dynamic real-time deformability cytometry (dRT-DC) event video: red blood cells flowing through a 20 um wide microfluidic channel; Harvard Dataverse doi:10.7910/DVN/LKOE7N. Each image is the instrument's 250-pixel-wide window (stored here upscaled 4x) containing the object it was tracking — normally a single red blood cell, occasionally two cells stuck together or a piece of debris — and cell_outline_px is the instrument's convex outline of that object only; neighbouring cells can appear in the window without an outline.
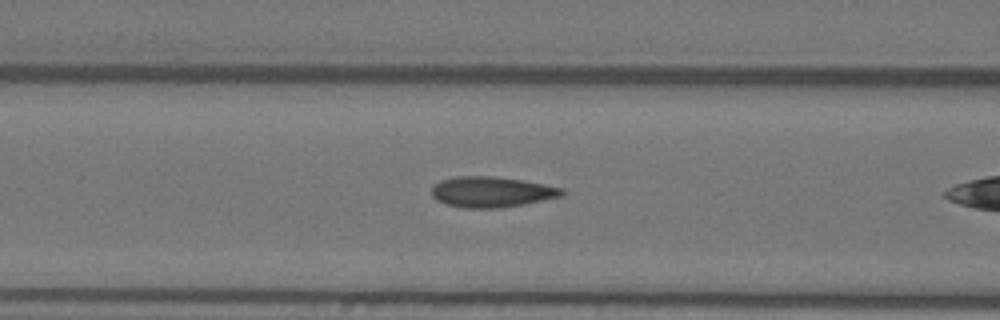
{"species": "Egyptian fruit bat (a non-hibernating species)", "species_latin": "Rousettus aegyptiacus", "temperature_condition": "warm", "stored_images_in_passage": 18, "camera_frame_rate_fps": 3000, "um_per_image_px": 0.085, "animal": {"sex": "female"}, "frame": {"image": 1, "passage_image": 6, "time_ms": 1.667, "image_size_px": [1000, 320], "cell_outline_px": [[564, 192], [560, 196], [524, 204], [500, 208], [464, 208], [444, 204], [436, 200], [432, 196], [432, 188], [440, 180], [456, 176], [492, 176], [524, 180], [564, 188]], "centroid_in_image_um": [41.76, 16.31], "position_along_channel_um": 124.8, "area_um2": 23.29}}
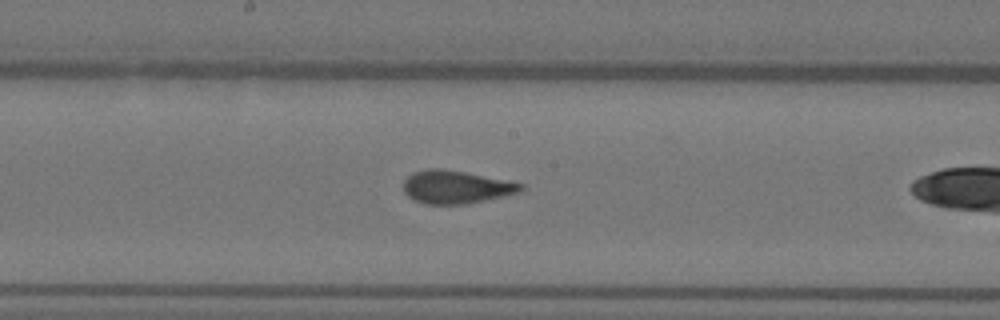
{"frame": {"image": 2, "passage_image": 13, "time_ms": 4.0, "image_size_px": [1000, 320], "cell_outline_px": [[524, 188], [520, 192], [504, 196], [468, 204], [424, 204], [408, 196], [404, 192], [404, 180], [412, 172], [428, 168], [440, 168], [512, 180], [524, 184]], "centroid_in_image_um": [38.8, 15.89], "position_along_channel_um": 209.4, "area_um2": 22.83}}
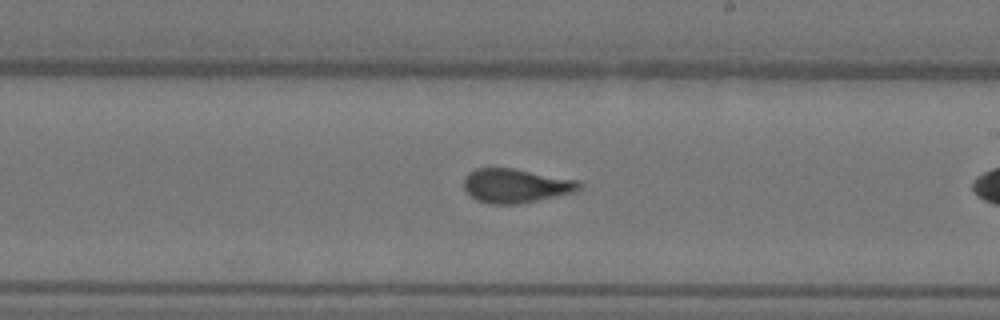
{"frame": {"image": 3, "passage_image": 16, "time_ms": 5.0, "image_size_px": [1000, 320], "cell_outline_px": [[580, 188], [576, 192], [516, 204], [488, 204], [476, 200], [464, 188], [464, 176], [468, 172], [476, 168], [512, 168], [580, 180]], "centroid_in_image_um": [43.83, 15.78], "position_along_channel_um": 245.2, "area_um2": 22.89}}